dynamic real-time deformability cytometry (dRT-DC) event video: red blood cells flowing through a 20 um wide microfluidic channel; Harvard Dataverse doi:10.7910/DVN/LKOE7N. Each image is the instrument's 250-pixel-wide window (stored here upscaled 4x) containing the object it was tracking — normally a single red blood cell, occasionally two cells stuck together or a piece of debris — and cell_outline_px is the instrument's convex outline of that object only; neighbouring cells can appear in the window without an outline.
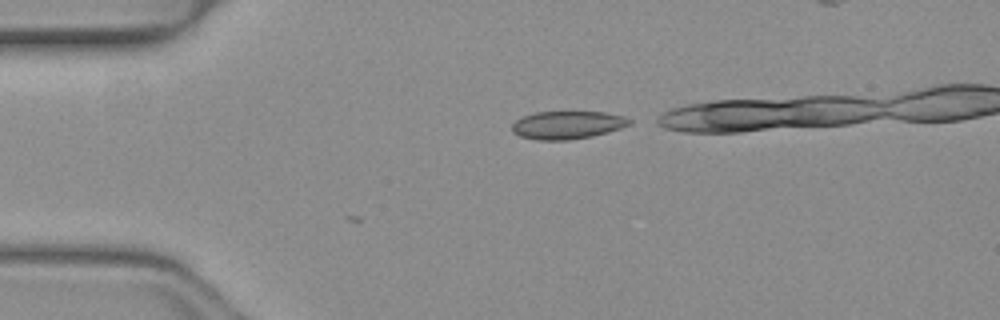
{"species": "common noctule bat (a hibernating species)", "species_latin": "Nyctalus noctula", "temperature_condition": "warm", "stored_images_in_passage": 2, "camera_frame_rate_fps": 3000, "um_per_image_px": 0.085, "animal": {"sex": "female", "body_mass_g": 19.3, "forearm_length_mm": 54.1}, "frame": {"image": 1, "passage_image": 1, "time_ms": 0.0, "image_size_px": [1000, 320], "cell_outline_px": [[632, 124], [608, 132], [592, 136], [568, 140], [540, 140], [520, 136], [512, 132], [512, 124], [516, 120], [532, 112], [604, 112], [624, 116], [632, 120]], "centroid_in_image_um": [48.24, 10.62], "position_along_channel_um": 36.8, "area_um2": 19.13}}